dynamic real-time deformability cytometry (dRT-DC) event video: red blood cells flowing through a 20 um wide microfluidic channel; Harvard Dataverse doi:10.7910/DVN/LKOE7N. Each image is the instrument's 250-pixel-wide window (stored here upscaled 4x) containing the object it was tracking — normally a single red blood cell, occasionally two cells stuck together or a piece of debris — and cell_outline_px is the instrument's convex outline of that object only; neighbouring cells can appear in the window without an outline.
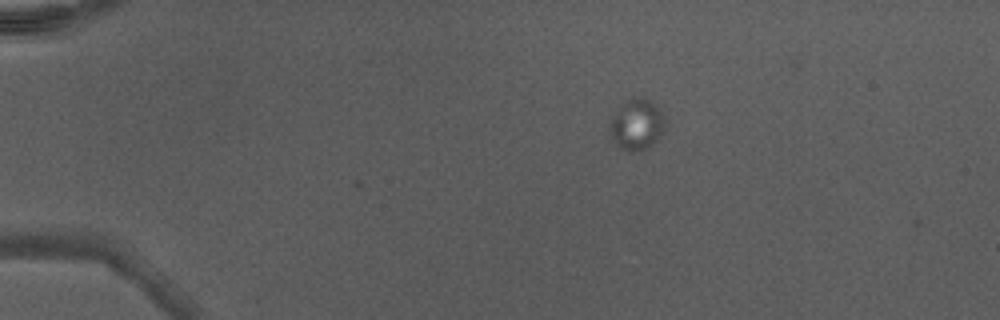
{"species": "Egyptian fruit bat (a non-hibernating species)", "species_latin": "Rousettus aegyptiacus", "temperature_condition": "warm", "stored_images_in_passage": 3, "camera_frame_rate_fps": 3000, "um_per_image_px": 0.085, "animal": {"sex": "male"}, "frame": {"image": 1, "passage_image": 1, "time_ms": 0.0, "image_size_px": [1000, 320], "cell_outline_px": [[664, 124], [660, 136], [648, 148], [636, 152], [628, 152], [620, 148], [616, 144], [612, 136], [608, 124], [608, 120], [628, 100], [640, 96], [648, 100], [660, 108], [664, 116]], "centroid_in_image_um": [54.11, 10.61], "position_along_channel_um": 30.9, "area_um2": 16.24}}